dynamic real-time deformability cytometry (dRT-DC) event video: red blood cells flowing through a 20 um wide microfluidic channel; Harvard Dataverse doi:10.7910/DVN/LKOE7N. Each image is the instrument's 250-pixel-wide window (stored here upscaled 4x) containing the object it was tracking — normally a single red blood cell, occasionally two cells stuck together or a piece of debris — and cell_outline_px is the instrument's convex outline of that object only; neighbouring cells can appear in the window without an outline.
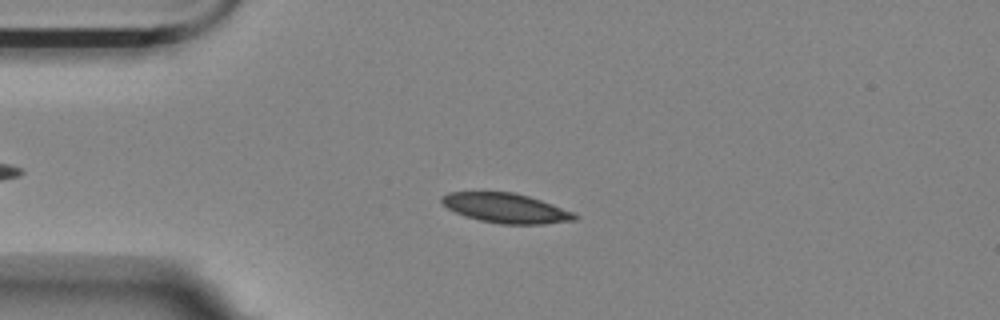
{"species": "Egyptian fruit bat (a non-hibernating species)", "species_latin": "Rousettus aegyptiacus", "temperature_condition": "room temperature", "stored_images_in_passage": 56, "camera_frame_rate_fps": 3000, "um_per_image_px": 0.085, "animal": {"sex": "female"}, "frame": {"image": 1, "passage_image": 13, "time_ms": 4.0, "image_size_px": [1000, 320], "cell_outline_px": [[580, 216], [576, 220], [544, 224], [500, 224], [480, 220], [464, 216], [448, 208], [440, 200], [440, 196], [448, 192], [512, 192], [528, 196], [552, 204], [572, 212]], "centroid_in_image_um": [42.99, 17.69], "position_along_channel_um": 42.0, "area_um2": 22.89}}
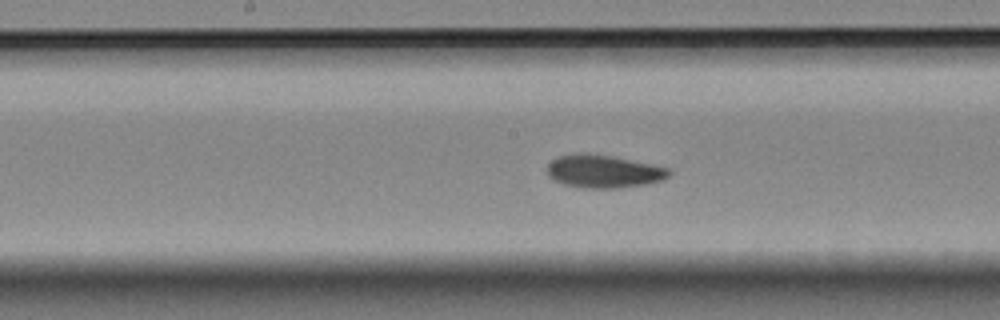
{"frame": {"image": 2, "passage_image": 28, "time_ms": 9.0, "image_size_px": [1000, 320], "cell_outline_px": [[672, 172], [668, 176], [660, 180], [644, 184], [616, 188], [584, 188], [564, 184], [552, 180], [548, 176], [548, 164], [552, 160], [560, 156], [572, 152], [588, 152], [616, 156], [652, 164], [668, 168]], "centroid_in_image_um": [51.27, 14.54], "position_along_channel_um": 196.9, "area_um2": 23.64}}
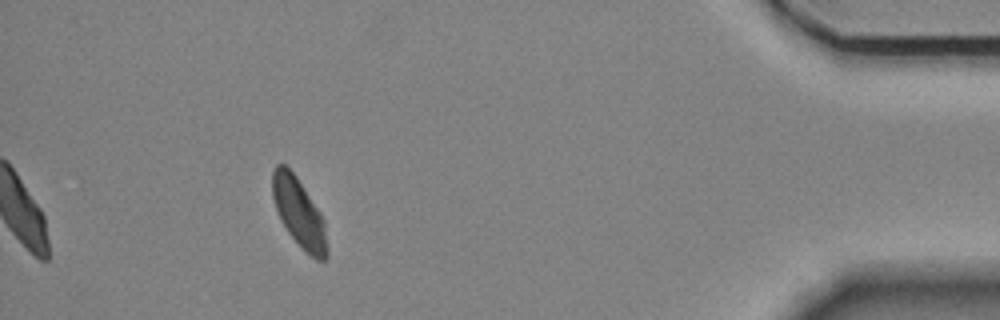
{"frame": {"image": 3, "passage_image": 51, "time_ms": 16.667, "image_size_px": [1000, 320], "cell_outline_px": [[328, 256], [324, 260], [316, 260], [304, 252], [300, 248], [288, 232], [280, 220], [272, 196], [272, 172], [276, 164], [284, 164], [296, 176], [320, 212], [324, 220], [328, 248]], "centroid_in_image_um": [25.42, 18.13], "position_along_channel_um": 409.8, "area_um2": 22.08}, "authors_computed_cell_mechanics": {"area_um2": 22.7154, "velocity_mm_per_s": 3.5089, "shape_relaxation_time_tau1_ms": 4.7945, "shape_relaxation_time_tau2_ms": 4.4632, "deformation_change_tau1": 0.1164, "deformation_change_tau2": 0.0698}}